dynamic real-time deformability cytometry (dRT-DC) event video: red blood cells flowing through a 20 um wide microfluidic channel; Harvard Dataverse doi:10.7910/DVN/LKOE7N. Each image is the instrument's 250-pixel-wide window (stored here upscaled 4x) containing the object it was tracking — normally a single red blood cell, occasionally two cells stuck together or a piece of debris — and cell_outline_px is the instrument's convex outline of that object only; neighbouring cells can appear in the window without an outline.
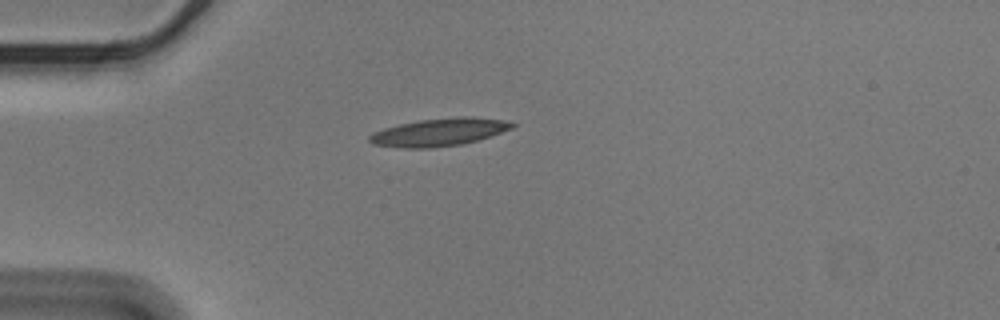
{"species": "Egyptian fruit bat (a non-hibernating species)", "species_latin": "Rousettus aegyptiacus", "temperature_condition": "cold", "stored_images_in_passage": 42, "camera_frame_rate_fps": 3000, "um_per_image_px": 0.085, "animal": {"sex": "male"}, "frame": {"image": 1, "passage_image": 1, "time_ms": 0.0, "image_size_px": [1000, 320], "cell_outline_px": [[516, 124], [512, 128], [464, 144], [432, 148], [400, 148], [372, 144], [368, 140], [368, 136], [372, 132], [384, 128], [400, 124], [420, 120], [456, 116], [472, 116], [504, 120]], "centroid_in_image_um": [37.28, 11.23], "position_along_channel_um": 47.7, "area_um2": 23.12}}
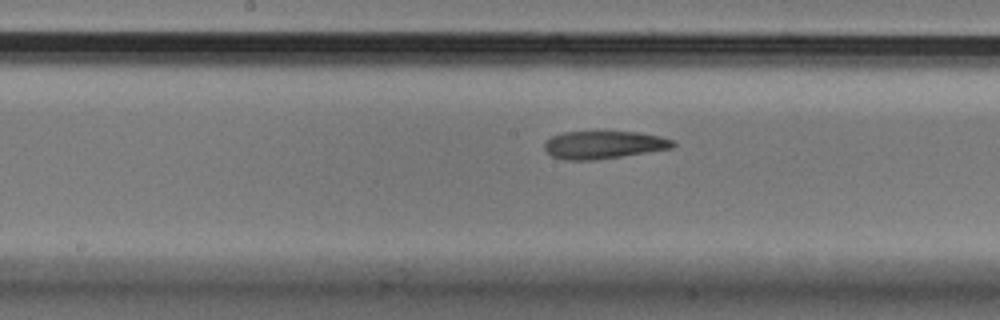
{"frame": {"image": 2, "passage_image": 15, "time_ms": 4.667, "image_size_px": [1000, 320], "cell_outline_px": [[676, 144], [672, 148], [596, 160], [564, 160], [552, 156], [544, 148], [544, 144], [552, 136], [564, 132], [604, 128], [640, 132], [660, 136], [672, 140]], "centroid_in_image_um": [51.31, 12.25], "position_along_channel_um": 196.9, "area_um2": 21.73}}
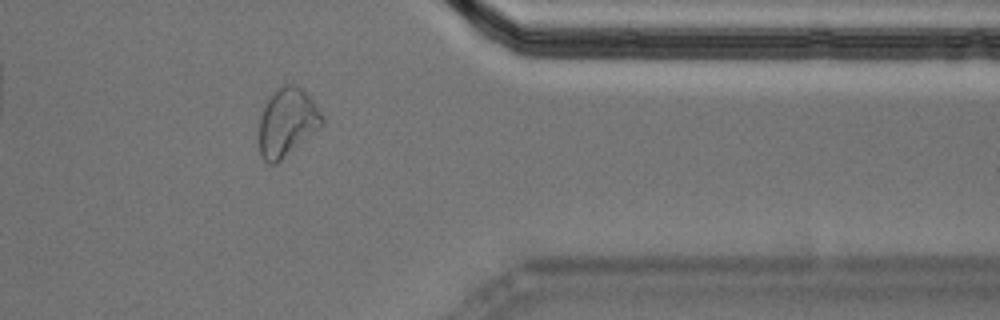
{"frame": {"image": 3, "passage_image": 32, "time_ms": 10.333, "image_size_px": [1000, 320], "cell_outline_px": [[324, 124], [276, 164], [268, 164], [260, 156], [260, 116], [268, 100], [284, 84], [292, 84], [300, 88], [312, 100], [324, 116]], "centroid_in_image_um": [24.41, 10.43], "position_along_channel_um": 387.0, "area_um2": 24.45}, "authors_computed_cell_mechanics": {"area_um2": 22.253, "velocity_mm_per_s": 3.5662, "shape_relaxation_time_tau1_ms": 6.516, "shape_relaxation_time_tau2_ms": 4.9241, "deformation_change_tau1": 0.1695, "deformation_change_tau2": 0.1312}}